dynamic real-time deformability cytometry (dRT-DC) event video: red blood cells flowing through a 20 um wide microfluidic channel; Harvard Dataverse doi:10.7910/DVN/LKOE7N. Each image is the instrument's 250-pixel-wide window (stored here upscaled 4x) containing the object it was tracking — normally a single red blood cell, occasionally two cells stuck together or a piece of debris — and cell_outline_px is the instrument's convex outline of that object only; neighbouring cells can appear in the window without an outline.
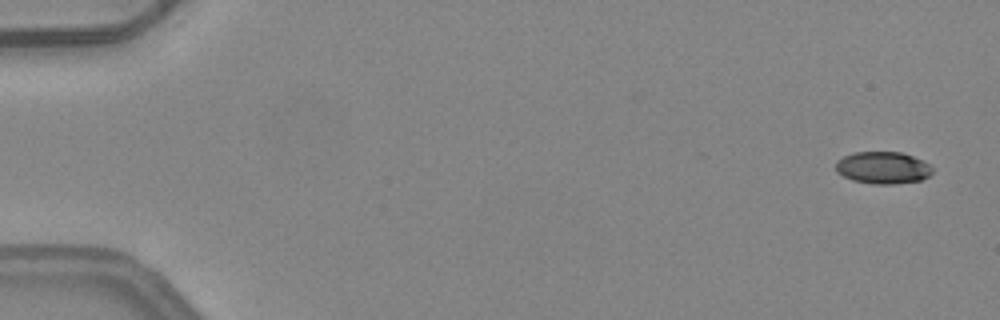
{"species": "common noctule bat (a hibernating species)", "species_latin": "Nyctalus noctula", "temperature_condition": "warm", "stored_images_in_passage": 6, "camera_frame_rate_fps": 3000, "um_per_image_px": 0.085, "animal": {"sex": "female", "body_mass_g": 24.6, "forearm_length_mm": 56.2}, "frame": {"image": 1, "passage_image": 1, "time_ms": 0.0, "image_size_px": [1000, 320], "cell_outline_px": [[932, 172], [928, 176], [920, 180], [892, 184], [872, 184], [852, 180], [836, 172], [836, 160], [852, 152], [900, 152], [912, 156], [928, 164], [932, 168]], "centroid_in_image_um": [75.0, 14.25], "position_along_channel_um": 10.0, "area_um2": 17.98}}